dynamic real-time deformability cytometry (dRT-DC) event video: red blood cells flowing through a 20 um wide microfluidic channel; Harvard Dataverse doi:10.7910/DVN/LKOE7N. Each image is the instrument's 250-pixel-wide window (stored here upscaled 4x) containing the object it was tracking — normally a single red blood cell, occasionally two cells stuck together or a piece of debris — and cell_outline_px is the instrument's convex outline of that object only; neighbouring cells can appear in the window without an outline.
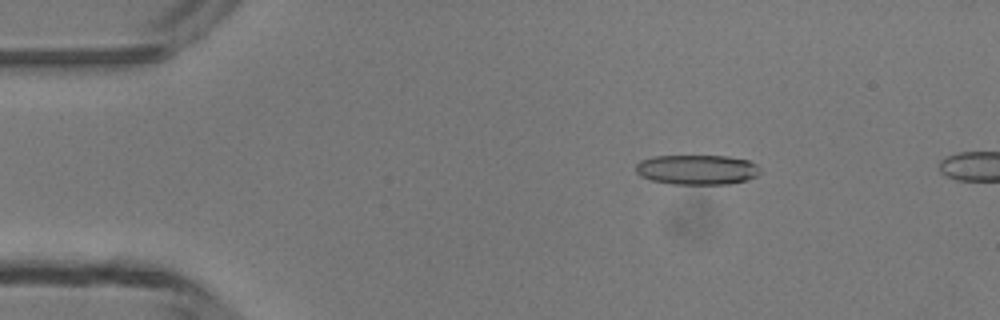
{"species": "common noctule bat (a hibernating species)", "species_latin": "Nyctalus noctula", "temperature_condition": "room temperature", "stored_images_in_passage": 2, "camera_frame_rate_fps": 3000, "um_per_image_px": 0.085, "animal": {"sex": "male", "body_mass_g": 13.3}, "frame": {"image": 1, "passage_image": 1, "time_ms": 0.0, "image_size_px": [1000, 320], "cell_outline_px": [[760, 172], [756, 176], [744, 180], [728, 184], [672, 184], [652, 180], [640, 176], [636, 172], [636, 164], [640, 160], [652, 156], [728, 156], [748, 160], [756, 164], [760, 168]], "centroid_in_image_um": [59.22, 14.41], "position_along_channel_um": 25.8, "area_um2": 21.68}}